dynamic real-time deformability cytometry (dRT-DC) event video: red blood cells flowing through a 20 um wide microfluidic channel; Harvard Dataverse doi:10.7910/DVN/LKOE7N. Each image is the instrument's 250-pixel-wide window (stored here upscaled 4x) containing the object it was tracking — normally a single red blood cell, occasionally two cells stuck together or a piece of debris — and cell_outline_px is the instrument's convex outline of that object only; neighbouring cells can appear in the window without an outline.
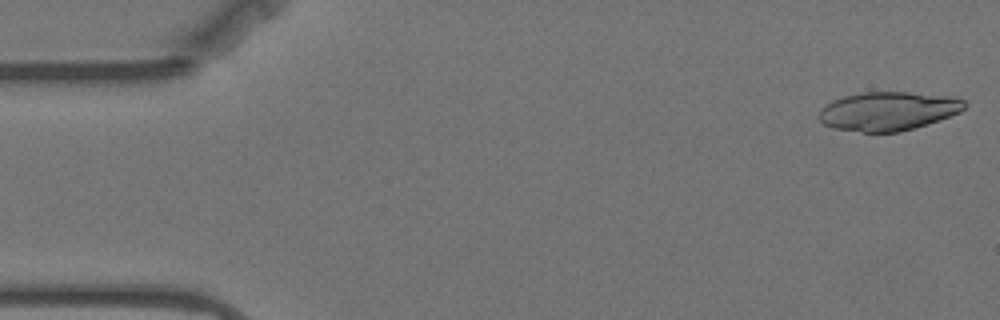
{"species": "Egyptian fruit bat (a non-hibernating species)", "species_latin": "Rousettus aegyptiacus", "temperature_condition": "warm", "stored_images_in_passage": 55, "camera_frame_rate_fps": 3000, "um_per_image_px": 0.085, "animal": {"sex": "female"}, "frame": {"image": 1, "passage_image": 1, "time_ms": 0.0, "image_size_px": [1000, 320], "cell_outline_px": [[968, 104], [960, 112], [912, 128], [896, 132], [860, 132], [832, 128], [824, 124], [820, 120], [820, 108], [832, 100], [844, 96], [864, 92], [908, 92], [944, 96], [964, 100]], "centroid_in_image_um": [75.43, 9.44], "position_along_channel_um": 9.6, "area_um2": 32.43}}